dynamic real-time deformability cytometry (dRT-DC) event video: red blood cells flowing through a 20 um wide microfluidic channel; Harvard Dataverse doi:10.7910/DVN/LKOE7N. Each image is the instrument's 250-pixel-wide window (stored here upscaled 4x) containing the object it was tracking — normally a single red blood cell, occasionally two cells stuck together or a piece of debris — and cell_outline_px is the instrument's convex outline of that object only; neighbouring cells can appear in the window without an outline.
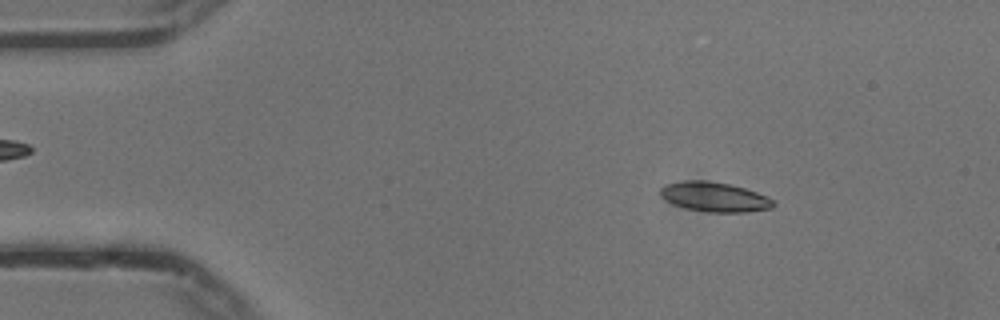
{"species": "common noctule bat (a hibernating species)", "species_latin": "Nyctalus noctula", "temperature_condition": "cold", "stored_images_in_passage": 29, "camera_frame_rate_fps": 3000, "um_per_image_px": 0.085, "animal": {"sex": "male", "body_mass_g": 13.3}, "frame": {"image": 1, "passage_image": 7, "time_ms": 2.0, "image_size_px": [1000, 320], "cell_outline_px": [[776, 204], [772, 208], [748, 212], [708, 212], [688, 208], [676, 204], [660, 196], [660, 188], [664, 184], [684, 180], [704, 180], [728, 184], [744, 188], [768, 196]], "centroid_in_image_um": [60.75, 16.73], "position_along_channel_um": 24.3, "area_um2": 19.36}}
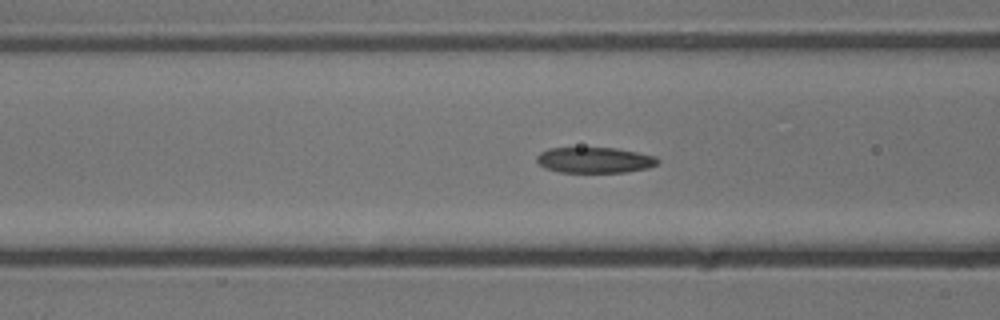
{"frame": {"image": 2, "passage_image": 20, "time_ms": 6.333, "image_size_px": [1000, 320], "cell_outline_px": [[660, 164], [648, 168], [628, 172], [560, 172], [544, 168], [536, 160], [536, 156], [540, 152], [548, 148], [616, 148], [656, 156], [660, 160]], "centroid_in_image_um": [50.57, 13.61], "position_along_channel_um": 116.0, "area_um2": 18.26}}
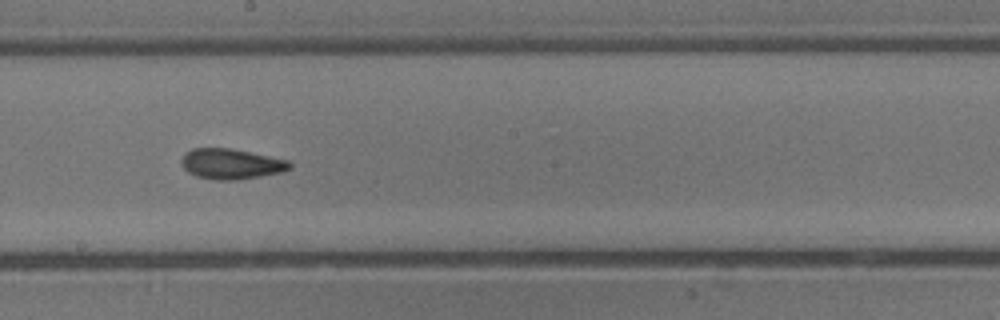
{"frame": {"image": 3, "passage_image": 29, "time_ms": 9.333, "image_size_px": [1000, 320], "cell_outline_px": [[292, 168], [280, 172], [260, 176], [236, 180], [216, 180], [196, 176], [188, 172], [184, 168], [180, 160], [184, 152], [192, 148], [228, 148], [288, 160], [292, 164]], "centroid_in_image_um": [19.61, 13.93], "position_along_channel_um": 228.6, "area_um2": 19.07}}